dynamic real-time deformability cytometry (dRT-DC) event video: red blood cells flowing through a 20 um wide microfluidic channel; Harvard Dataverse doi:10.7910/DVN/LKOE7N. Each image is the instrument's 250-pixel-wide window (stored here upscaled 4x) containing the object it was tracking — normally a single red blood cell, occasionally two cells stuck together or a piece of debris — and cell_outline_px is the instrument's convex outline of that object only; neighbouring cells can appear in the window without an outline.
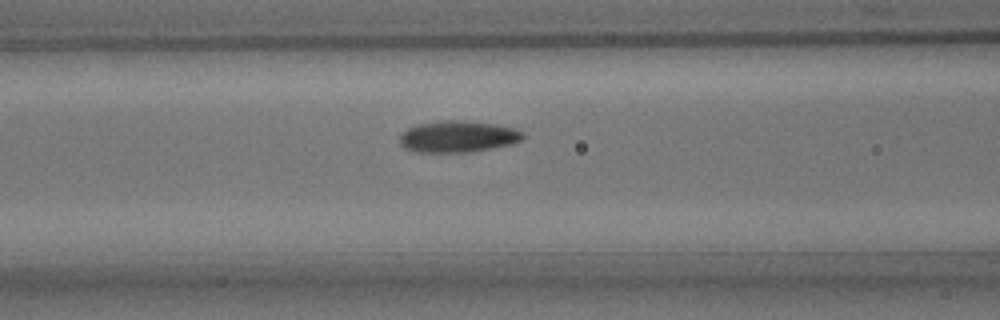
{"species": "common noctule bat (a hibernating species)", "species_latin": "Nyctalus noctula", "temperature_condition": "room temperature", "stored_images_in_passage": 6, "camera_frame_rate_fps": 3000, "um_per_image_px": 0.085, "animal": {"sex": "male", "body_mass_g": 15.6}, "frame": {"image": 1, "passage_image": 6, "time_ms": 6.667, "image_size_px": [1000, 320], "cell_outline_px": [[524, 136], [520, 140], [512, 144], [468, 152], [412, 152], [404, 148], [400, 144], [400, 136], [408, 128], [416, 124], [448, 120], [464, 120], [492, 124], [516, 128], [524, 132]], "centroid_in_image_um": [38.91, 11.61], "position_along_channel_um": 127.7, "area_um2": 22.6}}